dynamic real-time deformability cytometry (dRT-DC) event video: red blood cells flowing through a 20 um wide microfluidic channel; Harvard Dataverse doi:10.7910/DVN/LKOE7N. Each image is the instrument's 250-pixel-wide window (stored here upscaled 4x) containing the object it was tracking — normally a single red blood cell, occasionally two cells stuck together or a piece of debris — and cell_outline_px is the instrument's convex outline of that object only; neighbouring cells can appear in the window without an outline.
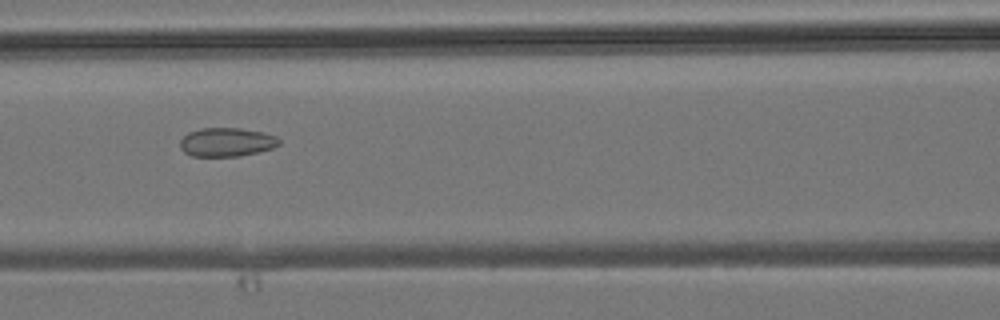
{"species": "common noctule bat (a hibernating species)", "species_latin": "Nyctalus noctula", "temperature_condition": "room temperature", "stored_images_in_passage": 4, "camera_frame_rate_fps": 3000, "um_per_image_px": 0.085, "animal": {"sex": "male", "body_mass_g": 19.2, "forearm_length_mm": 51.8}, "frame": {"image": 1, "passage_image": 4, "time_ms": 3.333, "image_size_px": [1000, 320], "cell_outline_px": [[280, 144], [272, 148], [240, 156], [192, 156], [184, 152], [180, 148], [180, 140], [188, 132], [200, 128], [240, 128], [264, 132], [276, 136], [280, 140]], "centroid_in_image_um": [19.25, 12.07], "position_along_channel_um": 147.3, "area_um2": 16.65}}